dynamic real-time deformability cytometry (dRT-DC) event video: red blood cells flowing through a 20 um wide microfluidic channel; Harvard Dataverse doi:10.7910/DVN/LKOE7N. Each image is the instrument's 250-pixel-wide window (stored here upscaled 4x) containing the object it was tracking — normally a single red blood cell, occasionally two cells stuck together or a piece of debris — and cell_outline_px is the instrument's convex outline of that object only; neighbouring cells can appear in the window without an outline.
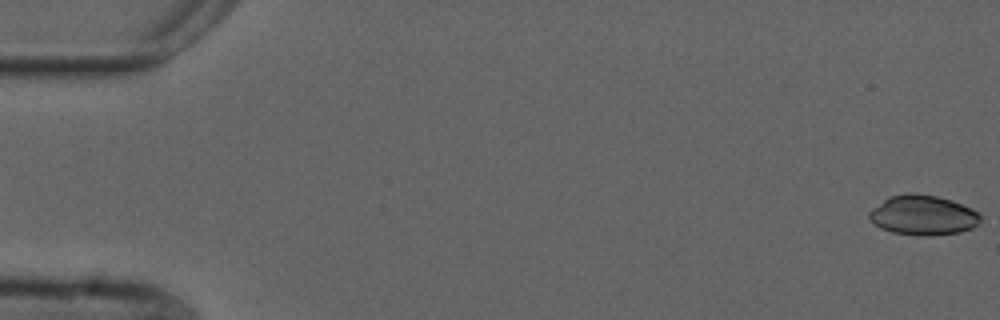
{"species": "common noctule bat (a hibernating species)", "species_latin": "Nyctalus noctula", "temperature_condition": "cold", "stored_images_in_passage": 9, "camera_frame_rate_fps": 3000, "um_per_image_px": 0.085, "animal": {"sex": "male", "forearm_length_mm": 52.5}, "frame": {"image": 1, "passage_image": 1, "time_ms": 0.0, "image_size_px": [1000, 320], "cell_outline_px": [[980, 220], [972, 228], [960, 232], [932, 236], [920, 236], [892, 232], [880, 228], [868, 216], [868, 212], [872, 208], [888, 196], [908, 192], [912, 192], [936, 196], [952, 200], [972, 208], [980, 212]], "centroid_in_image_um": [78.45, 18.28], "position_along_channel_um": 6.5, "area_um2": 26.07}}